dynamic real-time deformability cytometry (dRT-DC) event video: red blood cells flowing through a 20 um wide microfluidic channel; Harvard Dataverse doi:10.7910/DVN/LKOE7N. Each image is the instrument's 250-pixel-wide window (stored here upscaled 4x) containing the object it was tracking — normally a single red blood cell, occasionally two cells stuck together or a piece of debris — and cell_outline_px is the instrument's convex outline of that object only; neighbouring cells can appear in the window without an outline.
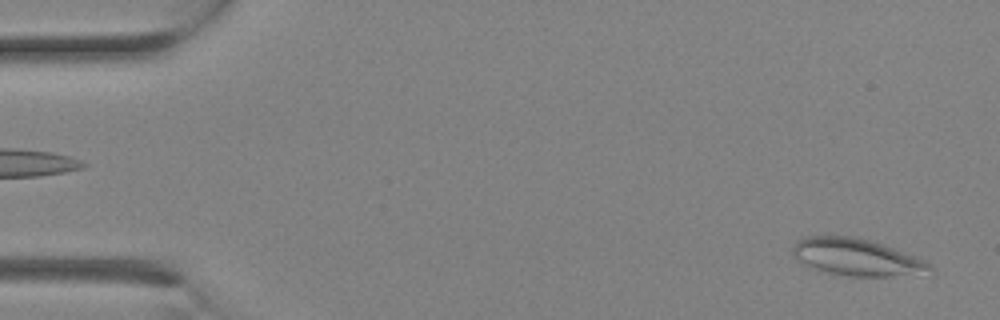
{"species": "Egyptian fruit bat (a non-hibernating species)", "species_latin": "Rousettus aegyptiacus", "temperature_condition": "room temperature", "stored_images_in_passage": 25, "camera_frame_rate_fps": 3000, "um_per_image_px": 0.085, "animal": {"sex": "female"}, "frame": {"image": 1, "passage_image": 1, "time_ms": 0.0, "image_size_px": [1000, 320], "cell_outline_px": [[936, 272], [892, 276], [848, 276], [828, 272], [816, 268], [800, 260], [792, 252], [792, 248], [796, 240], [804, 236], [856, 236], [892, 248], [924, 260], [936, 268]], "centroid_in_image_um": [72.85, 21.86], "position_along_channel_um": 12.1, "area_um2": 29.13}}
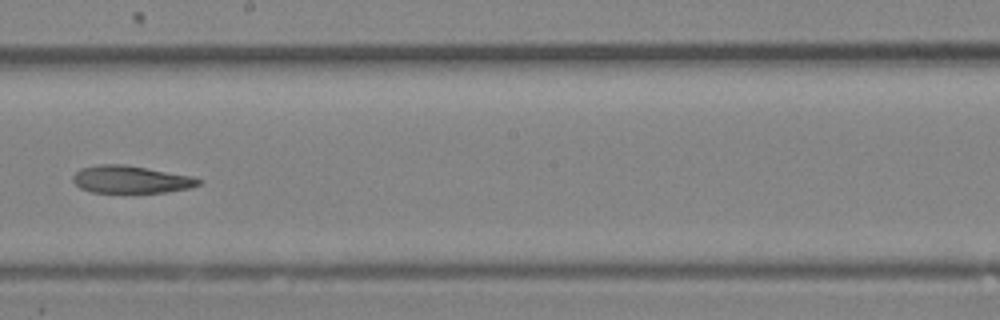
{"frame": {"image": 2, "passage_image": 14, "time_ms": 4.333, "image_size_px": [1000, 320], "cell_outline_px": [[204, 180], [200, 184], [188, 188], [168, 192], [92, 192], [80, 188], [72, 180], [72, 176], [80, 168], [100, 164], [124, 164], [192, 176]], "centroid_in_image_um": [11.12, 15.25], "position_along_channel_um": 237.1, "area_um2": 20.06}}
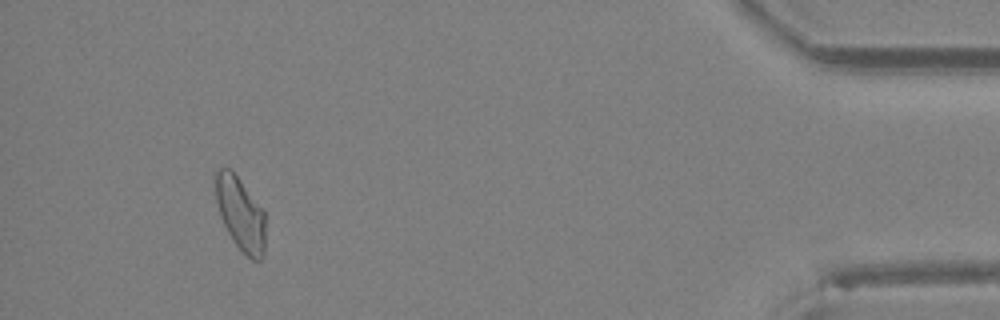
{"frame": {"image": 3, "passage_image": 23, "time_ms": 7.333, "image_size_px": [1000, 320], "cell_outline_px": [[264, 256], [260, 260], [252, 260], [236, 244], [228, 232], [220, 216], [216, 200], [212, 176], [216, 168], [228, 168], [236, 176], [264, 212]], "centroid_in_image_um": [20.38, 18.13], "position_along_channel_um": 414.8, "area_um2": 21.04}}